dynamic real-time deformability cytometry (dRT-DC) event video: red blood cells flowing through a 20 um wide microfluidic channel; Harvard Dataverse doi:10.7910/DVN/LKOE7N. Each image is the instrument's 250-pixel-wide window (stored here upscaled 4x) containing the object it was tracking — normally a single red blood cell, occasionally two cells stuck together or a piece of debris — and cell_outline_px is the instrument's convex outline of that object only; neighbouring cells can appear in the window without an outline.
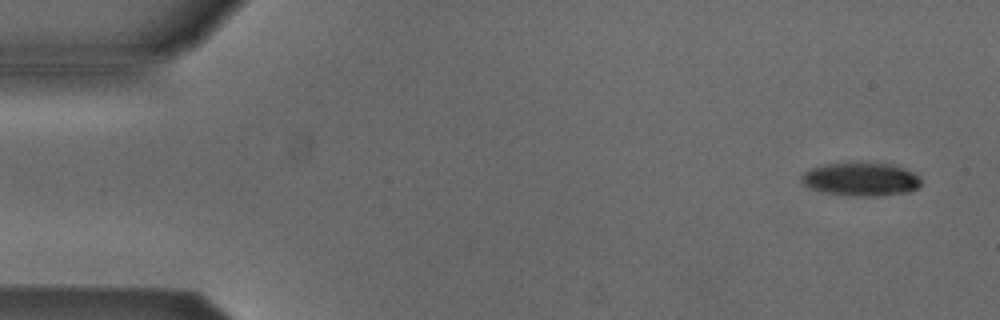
{"species": "Egyptian fruit bat (a non-hibernating species)", "species_latin": "Rousettus aegyptiacus", "temperature_condition": "cold", "stored_images_in_passage": 5, "camera_frame_rate_fps": 3000, "um_per_image_px": 0.085, "animal": {"sex": "male"}, "frame": {"image": 1, "passage_image": 1, "time_ms": 0.0, "image_size_px": [1000, 320], "cell_outline_px": [[920, 188], [908, 192], [880, 196], [848, 196], [820, 192], [804, 184], [800, 180], [800, 176], [804, 172], [812, 168], [824, 164], [892, 164], [904, 168], [920, 176]], "centroid_in_image_um": [73.19, 15.27], "position_along_channel_um": 11.8, "area_um2": 23.18}}
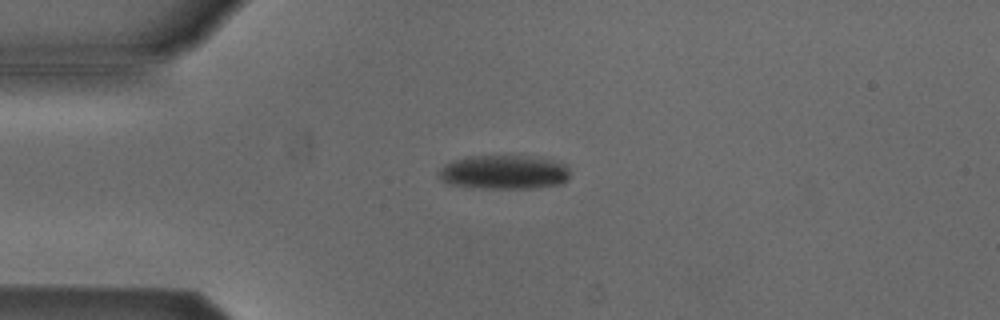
{"frame": {"image": 2, "passage_image": 4, "time_ms": 3.333, "image_size_px": [1000, 320], "cell_outline_px": [[568, 180], [564, 184], [532, 188], [468, 188], [448, 184], [440, 180], [436, 176], [436, 172], [444, 164], [452, 160], [472, 156], [520, 156], [556, 160], [564, 164], [568, 168]], "centroid_in_image_um": [42.77, 14.65], "position_along_channel_um": 42.2, "area_um2": 26.47}}